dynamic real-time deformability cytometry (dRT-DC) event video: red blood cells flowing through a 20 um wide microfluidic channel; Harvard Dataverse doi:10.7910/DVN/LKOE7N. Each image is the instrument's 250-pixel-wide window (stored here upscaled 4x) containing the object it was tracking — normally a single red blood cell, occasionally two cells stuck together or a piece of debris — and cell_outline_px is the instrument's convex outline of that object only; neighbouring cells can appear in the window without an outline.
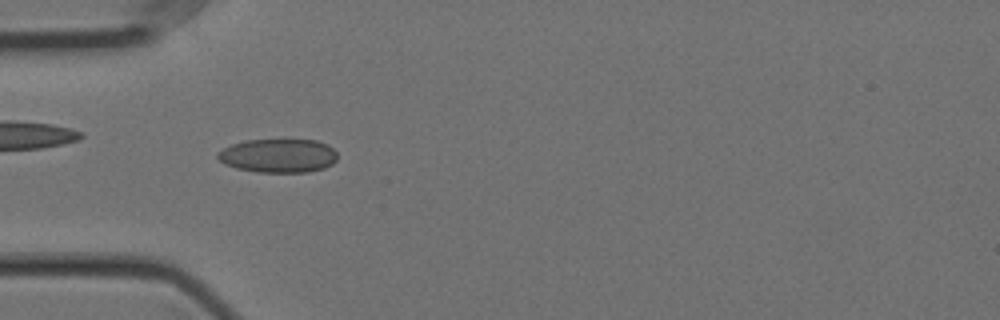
{"species": "Egyptian fruit bat (a non-hibernating species)", "species_latin": "Rousettus aegyptiacus", "temperature_condition": "cold", "stored_images_in_passage": 53, "camera_frame_rate_fps": 3000, "um_per_image_px": 0.085, "animal": {"sex": "female"}, "frame": {"image": 1, "passage_image": 14, "time_ms": 4.333, "image_size_px": [1000, 320], "cell_outline_px": [[336, 160], [332, 164], [324, 168], [308, 172], [256, 172], [236, 168], [224, 164], [216, 156], [216, 152], [232, 144], [244, 140], [316, 140], [328, 144], [336, 152]], "centroid_in_image_um": [23.64, 13.23], "position_along_channel_um": 61.4, "area_um2": 23.64}}
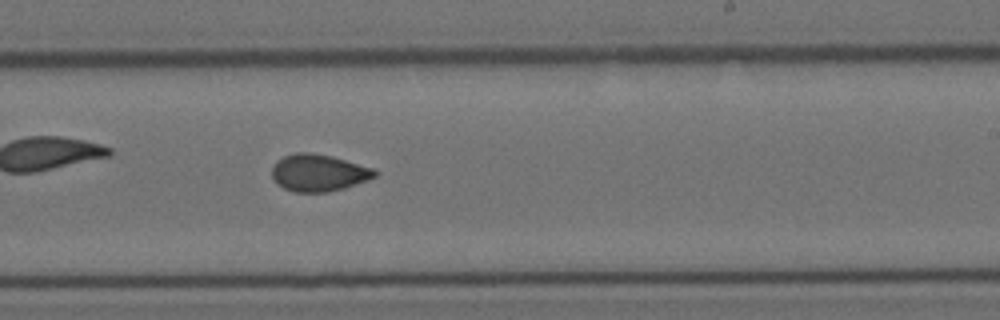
{"frame": {"image": 2, "passage_image": 31, "time_ms": 10.0, "image_size_px": [1000, 320], "cell_outline_px": [[376, 176], [368, 180], [344, 188], [328, 192], [292, 192], [276, 184], [272, 180], [272, 168], [276, 160], [284, 156], [296, 152], [312, 152], [332, 156], [372, 168], [376, 172]], "centroid_in_image_um": [27.03, 14.69], "position_along_channel_um": 262.0, "area_um2": 22.31}}
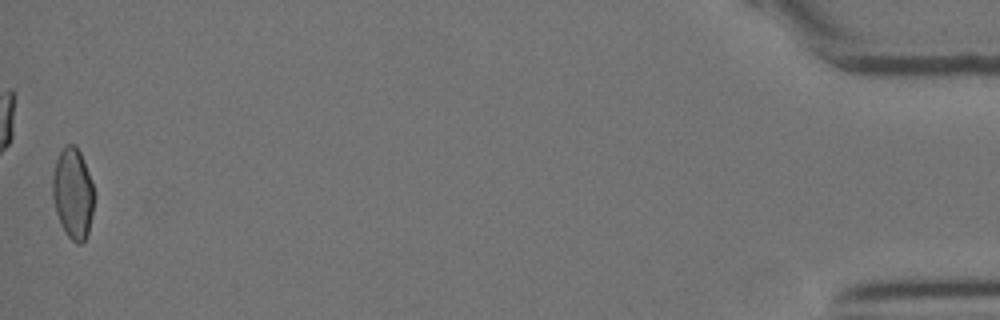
{"frame": {"image": 3, "passage_image": 53, "time_ms": 17.333, "image_size_px": [1000, 320], "cell_outline_px": [[96, 196], [88, 236], [80, 244], [76, 244], [68, 236], [60, 224], [56, 212], [52, 196], [52, 176], [56, 160], [60, 152], [68, 144], [76, 144], [80, 152], [96, 192]], "centroid_in_image_um": [6.22, 16.47], "position_along_channel_um": 429.0, "area_um2": 22.37}, "authors_computed_cell_mechanics": {"area_um2": 22.253, "velocity_mm_per_s": 3.5572, "shape_relaxation_time_tau1_ms": null, "shape_relaxation_time_tau2_ms": 1.4918, "deformation_change_tau1": null, "deformation_change_tau2": 0.0461}}